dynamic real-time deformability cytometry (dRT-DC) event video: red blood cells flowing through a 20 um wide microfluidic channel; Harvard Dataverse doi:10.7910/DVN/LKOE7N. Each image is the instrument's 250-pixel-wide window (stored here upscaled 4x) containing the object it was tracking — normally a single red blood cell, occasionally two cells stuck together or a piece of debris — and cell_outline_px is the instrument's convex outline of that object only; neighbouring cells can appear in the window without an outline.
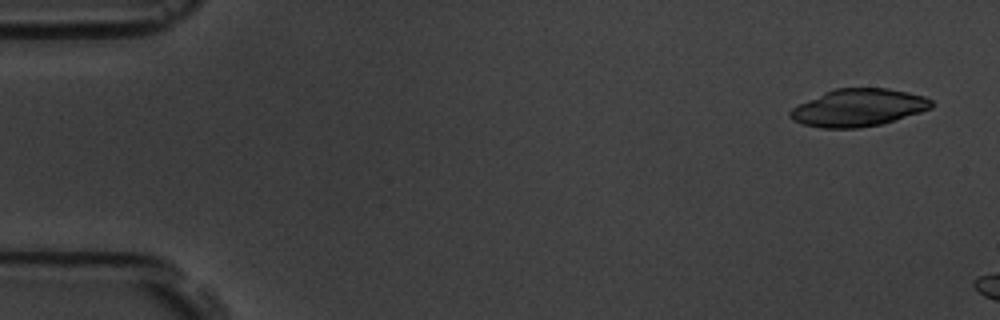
{"species": "common noctule bat (a hibernating species)", "species_latin": "Nyctalus noctula", "temperature_condition": "room temperature", "stored_images_in_passage": 3, "camera_frame_rate_fps": 3000, "um_per_image_px": 0.085, "animal": {"sex": "male", "body_mass_g": 19.5, "forearm_length_mm": 54.6}, "frame": {"image": 1, "passage_image": 1, "time_ms": 0.0, "image_size_px": [1000, 320], "cell_outline_px": [[932, 108], [920, 112], [880, 124], [860, 128], [820, 128], [804, 124], [792, 120], [788, 116], [788, 112], [792, 108], [824, 92], [836, 88], [888, 88], [908, 92], [924, 96], [932, 100]], "centroid_in_image_um": [72.94, 9.15], "position_along_channel_um": 12.1, "area_um2": 30.69}}